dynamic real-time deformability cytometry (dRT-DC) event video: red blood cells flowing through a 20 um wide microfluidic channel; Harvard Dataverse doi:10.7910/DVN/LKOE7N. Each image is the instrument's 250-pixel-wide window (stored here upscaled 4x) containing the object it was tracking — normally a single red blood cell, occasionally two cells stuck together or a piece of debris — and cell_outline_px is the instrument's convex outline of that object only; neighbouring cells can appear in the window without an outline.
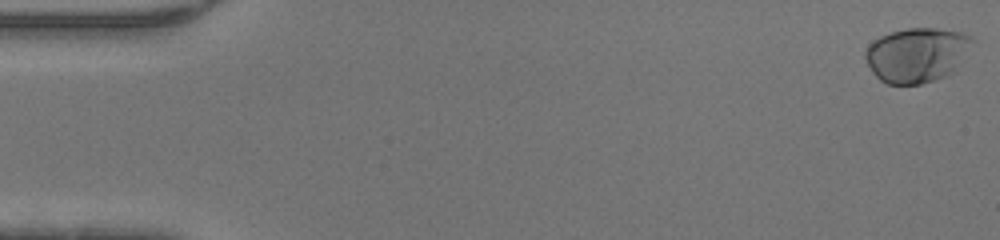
{"species": "human", "species_latin": "Homo sapiens", "temperature_condition": "warm", "stored_images_in_passage": 16, "camera_frame_rate_fps": 3000, "um_per_image_px": 0.085, "donor": {"sex": "male"}, "frame": {"image": 1, "passage_image": 1, "time_ms": 0.0, "image_size_px": [1000, 240], "cell_outline_px": [[976, 40], [956, 72], [948, 76], [920, 84], [888, 84], [880, 80], [872, 72], [864, 56], [864, 52], [868, 44], [880, 36], [892, 32], [908, 28], [936, 28], [964, 32], [972, 36]], "centroid_in_image_um": [77.99, 4.66], "position_along_channel_um": 7.0, "area_um2": 34.74}}
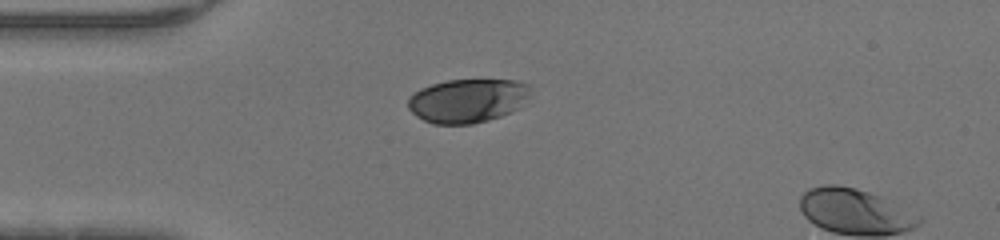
{"frame": {"image": 2, "passage_image": 13, "time_ms": 4.0, "image_size_px": [1000, 240], "cell_outline_px": [[528, 96], [520, 108], [500, 116], [488, 120], [472, 124], [432, 124], [416, 116], [408, 108], [408, 100], [420, 88], [432, 84], [448, 80], [516, 80], [528, 84]], "centroid_in_image_um": [39.73, 8.56], "position_along_channel_um": 45.3, "area_um2": 31.1}}